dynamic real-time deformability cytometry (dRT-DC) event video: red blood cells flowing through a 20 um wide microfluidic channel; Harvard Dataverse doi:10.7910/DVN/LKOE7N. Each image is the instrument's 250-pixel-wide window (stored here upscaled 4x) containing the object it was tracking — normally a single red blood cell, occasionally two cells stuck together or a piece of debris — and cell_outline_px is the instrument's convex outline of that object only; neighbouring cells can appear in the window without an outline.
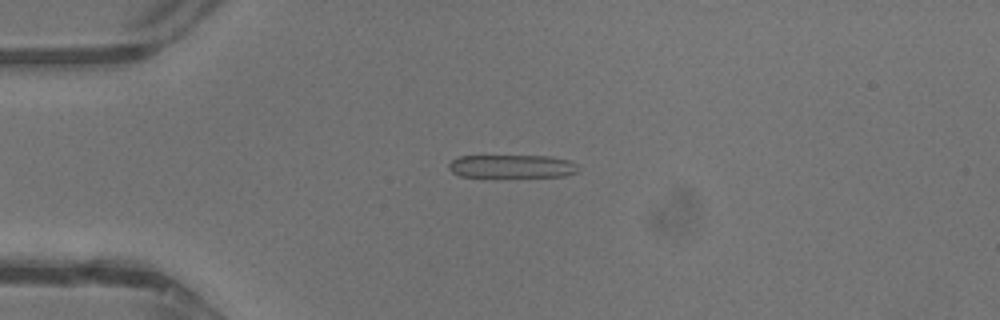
{"species": "common noctule bat (a hibernating species)", "species_latin": "Nyctalus noctula", "temperature_condition": "warm", "stored_images_in_passage": 43, "camera_frame_rate_fps": 3000, "um_per_image_px": 0.085, "animal": {"sex": "male", "body_mass_g": 13.3}, "frame": {"image": 1, "passage_image": 11, "time_ms": 3.333, "image_size_px": [1000, 320], "cell_outline_px": [[576, 172], [564, 176], [460, 176], [452, 172], [448, 168], [448, 164], [452, 160], [460, 156], [548, 156], [568, 160], [576, 164]], "centroid_in_image_um": [43.47, 14.13], "position_along_channel_um": 41.5, "area_um2": 17.11}}
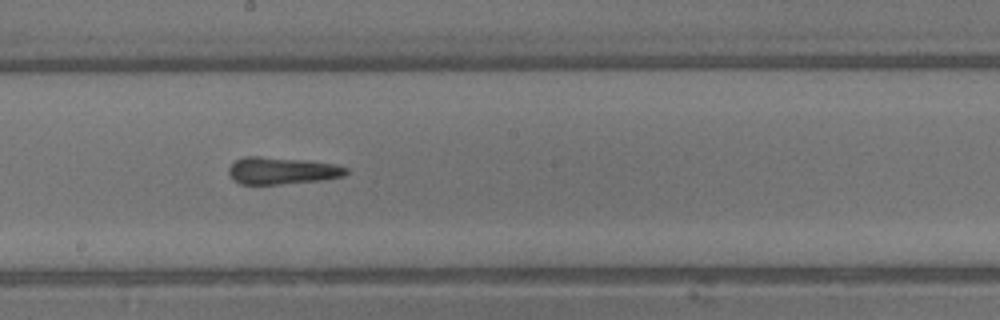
{"frame": {"image": 2, "passage_image": 24, "time_ms": 7.667, "image_size_px": [1000, 320], "cell_outline_px": [[348, 172], [344, 176], [320, 180], [280, 184], [240, 184], [232, 180], [228, 172], [228, 168], [236, 160], [244, 156], [260, 156], [304, 160], [336, 164], [348, 168]], "centroid_in_image_um": [23.94, 14.5], "position_along_channel_um": 224.3, "area_um2": 18.55}}
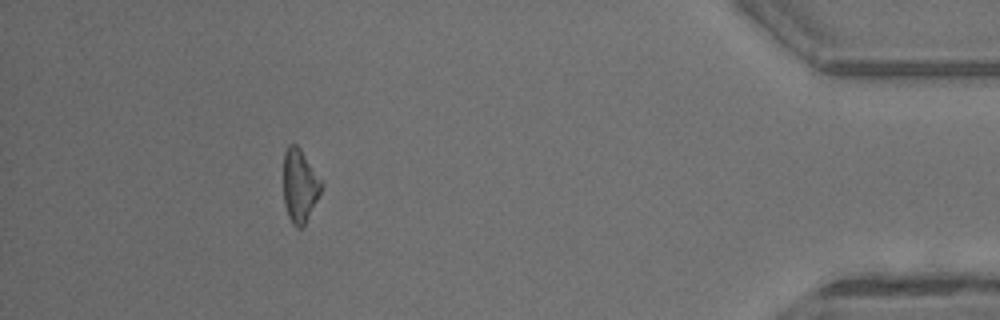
{"frame": {"image": 3, "passage_image": 39, "time_ms": 12.667, "image_size_px": [1000, 320], "cell_outline_px": [[324, 184], [304, 228], [296, 228], [292, 224], [288, 216], [284, 204], [284, 152], [288, 144], [296, 144], [300, 148], [324, 180]], "centroid_in_image_um": [25.51, 15.79], "position_along_channel_um": 409.7, "area_um2": 16.65}, "authors_computed_cell_mechanics": {"area_um2": 18.5538, "velocity_mm_per_s": 4.8635, "shape_relaxation_time_tau1_ms": 9.1573, "shape_relaxation_time_tau2_ms": 2.4198, "deformation_change_tau1": 0.2688, "deformation_change_tau2": 0.1672}}